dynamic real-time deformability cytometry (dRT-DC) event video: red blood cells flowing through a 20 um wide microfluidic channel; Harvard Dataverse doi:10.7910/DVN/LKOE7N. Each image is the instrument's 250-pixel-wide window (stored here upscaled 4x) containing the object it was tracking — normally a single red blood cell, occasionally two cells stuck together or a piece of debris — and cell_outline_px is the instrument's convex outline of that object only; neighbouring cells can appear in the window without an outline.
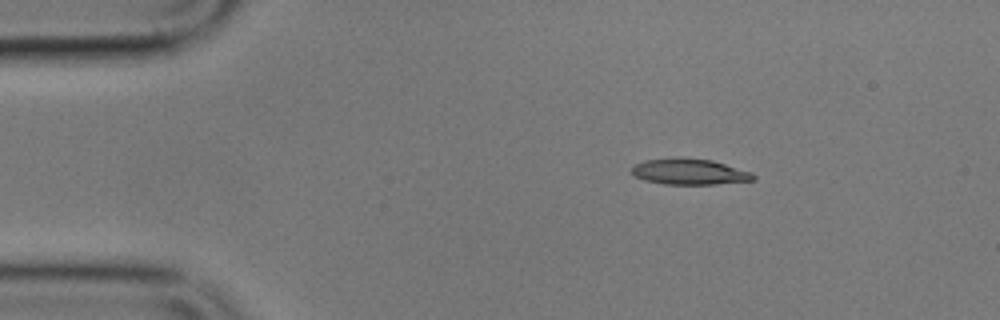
{"species": "common noctule bat (a hibernating species)", "species_latin": "Nyctalus noctula", "temperature_condition": "cold", "stored_images_in_passage": 2, "camera_frame_rate_fps": 3000, "um_per_image_px": 0.085, "animal": {"sex": "male", "body_mass_g": 17.9}, "frame": {"image": 1, "passage_image": 1, "time_ms": 0.0, "image_size_px": [1000, 320], "cell_outline_px": [[756, 180], [716, 184], [664, 184], [644, 180], [636, 176], [632, 172], [632, 168], [636, 164], [644, 160], [676, 156], [712, 160], [752, 172], [756, 176]], "centroid_in_image_um": [58.62, 14.58], "position_along_channel_um": 26.4, "area_um2": 18.55}}